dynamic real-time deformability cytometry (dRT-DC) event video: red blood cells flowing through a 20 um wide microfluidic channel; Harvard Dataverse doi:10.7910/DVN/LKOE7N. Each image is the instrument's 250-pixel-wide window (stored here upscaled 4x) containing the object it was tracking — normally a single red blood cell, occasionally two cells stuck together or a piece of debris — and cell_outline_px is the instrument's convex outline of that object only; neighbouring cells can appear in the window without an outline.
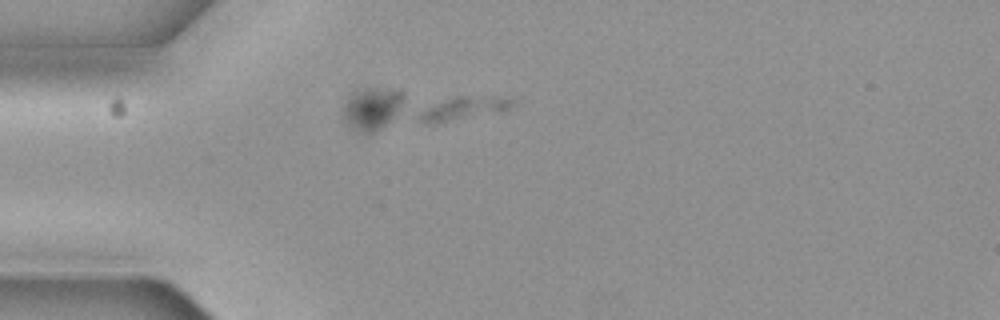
{"species": "common noctule bat (a hibernating species)", "species_latin": "Nyctalus noctula", "temperature_condition": "cold", "stored_images_in_passage": 11, "camera_frame_rate_fps": 3000, "um_per_image_px": 0.085, "animal": {"sex": "female", "body_mass_g": 19.3, "forearm_length_mm": 54.1}, "frame": {"image": 1, "passage_image": 1, "time_ms": 0.0, "image_size_px": [1000, 320], "cell_outline_px": [[520, 100], [516, 104], [500, 112], [444, 120], [420, 120], [420, 112], [428, 108], [456, 96], [500, 96]], "centroid_in_image_um": [39.71, 9.12], "position_along_channel_um": 45.3, "area_um2": 11.5}}
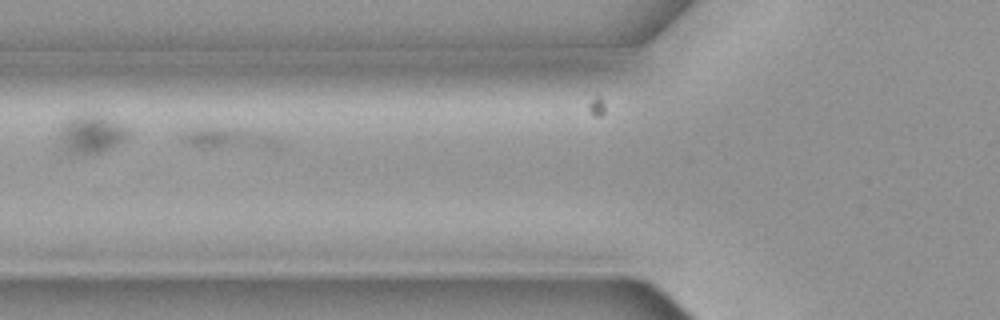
{"frame": {"image": 2, "passage_image": 3, "time_ms": 0.667, "image_size_px": [1000, 320], "cell_outline_px": [[280, 148], [268, 148], [188, 144], [180, 136], [184, 132], [200, 128], [244, 128], [272, 136], [280, 140]], "centroid_in_image_um": [19.58, 11.72], "position_along_channel_um": 106.2, "area_um2": 11.04}}
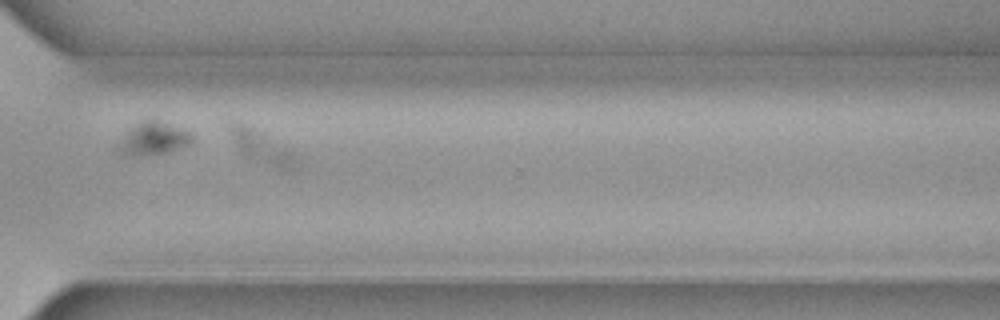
{"frame": {"image": 3, "passage_image": 9, "time_ms": 2.667, "image_size_px": [1000, 320], "cell_outline_px": [[296, 160], [292, 168], [284, 168], [248, 156], [236, 144], [228, 124], [240, 124], [252, 128], [284, 144], [292, 152]], "centroid_in_image_um": [22.28, 12.45], "position_along_channel_um": 348.3, "area_um2": 11.16}}